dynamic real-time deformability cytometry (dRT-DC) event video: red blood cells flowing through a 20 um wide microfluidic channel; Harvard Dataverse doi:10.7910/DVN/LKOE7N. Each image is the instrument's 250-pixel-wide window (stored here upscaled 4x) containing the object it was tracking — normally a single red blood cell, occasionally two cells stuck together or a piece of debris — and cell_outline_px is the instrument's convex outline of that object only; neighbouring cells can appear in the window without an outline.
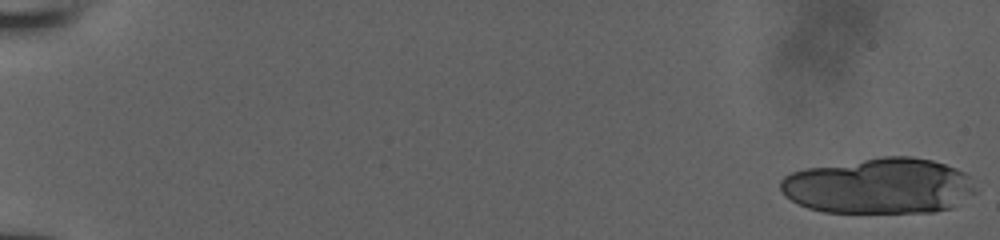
{"species": "human", "species_latin": "Homo sapiens", "temperature_condition": "room temperature", "stored_images_in_passage": 19, "camera_frame_rate_fps": 3000, "um_per_image_px": 0.085, "donor": {"sex": "male"}, "frame": {"image": 1, "passage_image": 1, "time_ms": 0.0, "image_size_px": [1000, 240], "cell_outline_px": [[980, 192], [952, 208], [932, 212], [824, 212], [808, 208], [784, 196], [780, 188], [780, 180], [784, 176], [792, 172], [804, 168], [884, 156], [912, 156], [932, 160], [956, 168], [964, 172], [968, 176]], "centroid_in_image_um": [74.76, 15.81], "position_along_channel_um": 10.2, "area_um2": 63.87}}